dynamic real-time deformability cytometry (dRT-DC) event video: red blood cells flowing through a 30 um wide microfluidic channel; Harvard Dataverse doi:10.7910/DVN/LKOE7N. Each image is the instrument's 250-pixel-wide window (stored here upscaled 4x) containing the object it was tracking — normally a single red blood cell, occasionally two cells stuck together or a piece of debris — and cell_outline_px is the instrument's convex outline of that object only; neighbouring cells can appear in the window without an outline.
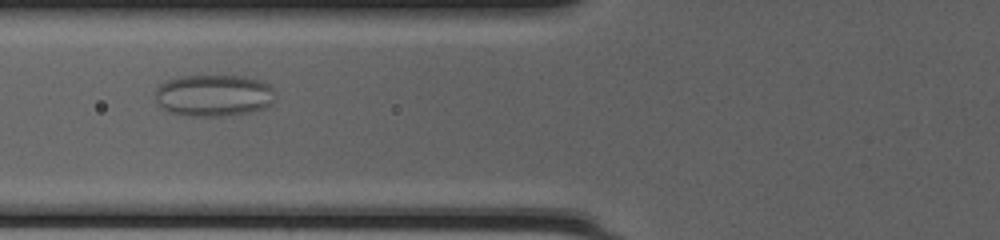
{"species": "common noctule bat (a hibernating species)", "species_latin": "Nyctalus noctula", "temperature_condition": "cold", "stored_images_in_passage": 43, "camera_frame_rate_fps": 3000, "um_per_image_px": 0.085, "animal": {"sex": "female", "body_mass_g": 20.0, "forearm_length_mm": 54.0}, "frame": {"image": 1, "passage_image": 12, "time_ms": 3.667, "image_size_px": [1000, 240], "cell_outline_px": [[272, 104], [264, 108], [232, 116], [192, 116], [168, 112], [156, 100], [156, 88], [160, 84], [168, 80], [180, 76], [244, 76], [268, 84], [272, 88]], "centroid_in_image_um": [18.14, 8.12], "position_along_channel_um": 107.7, "area_um2": 29.02}}
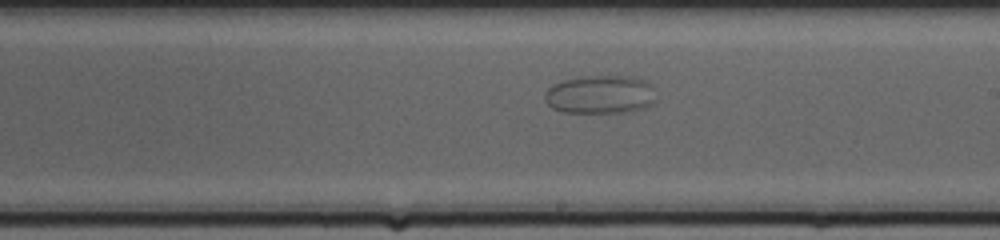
{"frame": {"image": 2, "passage_image": 22, "time_ms": 7.0, "image_size_px": [1000, 240], "cell_outline_px": [[656, 100], [652, 104], [644, 108], [628, 112], [560, 112], [552, 108], [548, 104], [544, 96], [544, 92], [548, 88], [564, 80], [580, 76], [632, 76], [648, 80]], "centroid_in_image_um": [51.03, 8.03], "position_along_channel_um": 238.0, "area_um2": 25.03}}
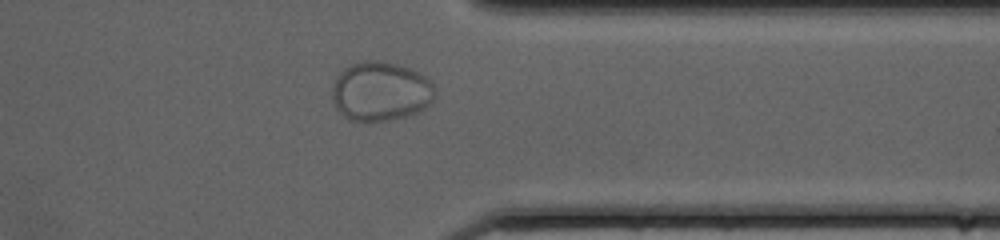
{"frame": {"image": 3, "passage_image": 33, "time_ms": 10.667, "image_size_px": [1000, 240], "cell_outline_px": [[432, 100], [424, 108], [408, 116], [392, 120], [352, 120], [344, 116], [336, 108], [332, 100], [332, 84], [340, 72], [344, 68], [352, 64], [364, 60], [376, 60], [400, 64], [412, 68], [424, 76], [432, 84]], "centroid_in_image_um": [32.31, 7.74], "position_along_channel_um": 379.1, "area_um2": 35.32}}